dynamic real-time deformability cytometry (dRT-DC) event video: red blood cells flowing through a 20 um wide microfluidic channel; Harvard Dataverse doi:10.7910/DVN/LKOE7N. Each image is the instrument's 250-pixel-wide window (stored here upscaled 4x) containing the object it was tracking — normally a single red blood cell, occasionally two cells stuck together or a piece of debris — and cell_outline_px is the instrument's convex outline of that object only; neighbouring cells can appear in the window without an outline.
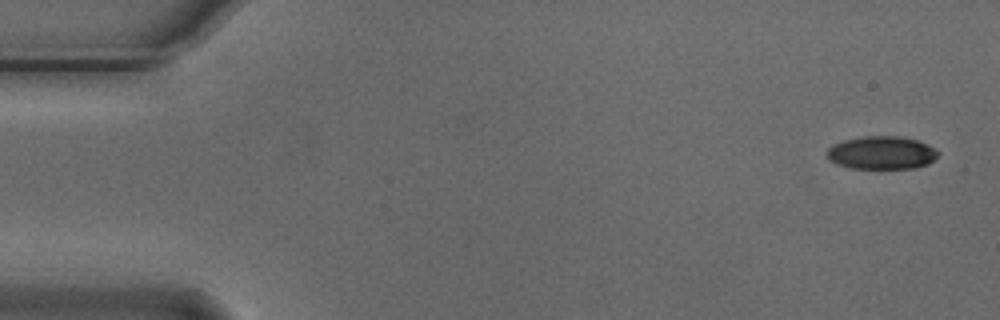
{"species": "Egyptian fruit bat (a non-hibernating species)", "species_latin": "Rousettus aegyptiacus", "temperature_condition": "cold", "stored_images_in_passage": 4, "camera_frame_rate_fps": 3000, "um_per_image_px": 0.085, "animal": {"sex": "male"}, "frame": {"image": 1, "passage_image": 1, "time_ms": 0.0, "image_size_px": [1000, 320], "cell_outline_px": [[940, 152], [928, 164], [916, 168], [852, 168], [836, 164], [828, 160], [824, 156], [824, 152], [832, 144], [844, 140], [864, 136], [900, 136], [916, 140], [928, 144], [936, 148]], "centroid_in_image_um": [74.89, 12.98], "position_along_channel_um": 10.1, "area_um2": 21.68}}
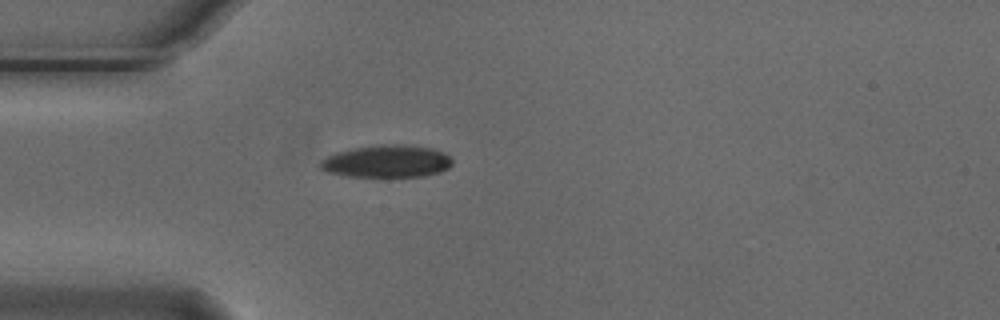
{"frame": {"image": 2, "passage_image": 4, "time_ms": 1.0, "image_size_px": [1000, 320], "cell_outline_px": [[452, 164], [448, 168], [440, 172], [424, 176], [344, 176], [328, 172], [320, 168], [320, 160], [336, 152], [356, 148], [380, 144], [404, 144], [432, 148], [444, 152], [452, 160]], "centroid_in_image_um": [32.89, 13.7], "position_along_channel_um": 52.1, "area_um2": 24.85}}